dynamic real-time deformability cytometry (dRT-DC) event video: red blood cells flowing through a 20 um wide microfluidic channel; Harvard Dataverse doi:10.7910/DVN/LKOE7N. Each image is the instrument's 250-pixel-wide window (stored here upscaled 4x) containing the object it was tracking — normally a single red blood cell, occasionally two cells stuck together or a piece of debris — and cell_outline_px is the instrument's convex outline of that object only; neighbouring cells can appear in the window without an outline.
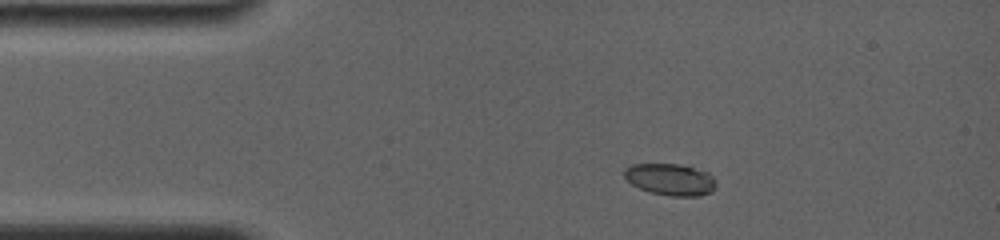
{"species": "common noctule bat (a hibernating species)", "species_latin": "Nyctalus noctula", "temperature_condition": "room temperature", "stored_images_in_passage": 5, "camera_frame_rate_fps": 4000, "um_per_image_px": 0.085, "animal": {"sex": "female", "body_mass_g": 19.0, "forearm_length_mm": 56.7}, "frame": {"image": 1, "passage_image": 1, "time_ms": 0.0, "image_size_px": [1000, 240], "cell_outline_px": [[716, 184], [712, 192], [700, 196], [672, 196], [652, 192], [640, 188], [632, 184], [624, 176], [624, 168], [632, 164], [680, 164], [708, 172], [712, 176]], "centroid_in_image_um": [56.99, 15.25], "position_along_channel_um": 28.0, "area_um2": 16.88}}
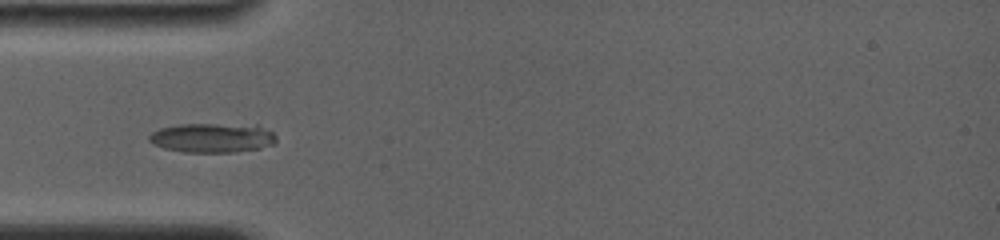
{"frame": {"image": 2, "passage_image": 4, "time_ms": 2.25, "image_size_px": [1000, 240], "cell_outline_px": [[276, 140], [272, 144], [260, 148], [232, 152], [184, 152], [164, 148], [148, 140], [148, 136], [152, 132], [160, 128], [180, 124], [256, 124], [272, 132], [276, 136]], "centroid_in_image_um": [18.06, 11.7], "position_along_channel_um": 66.9, "area_um2": 21.79}}